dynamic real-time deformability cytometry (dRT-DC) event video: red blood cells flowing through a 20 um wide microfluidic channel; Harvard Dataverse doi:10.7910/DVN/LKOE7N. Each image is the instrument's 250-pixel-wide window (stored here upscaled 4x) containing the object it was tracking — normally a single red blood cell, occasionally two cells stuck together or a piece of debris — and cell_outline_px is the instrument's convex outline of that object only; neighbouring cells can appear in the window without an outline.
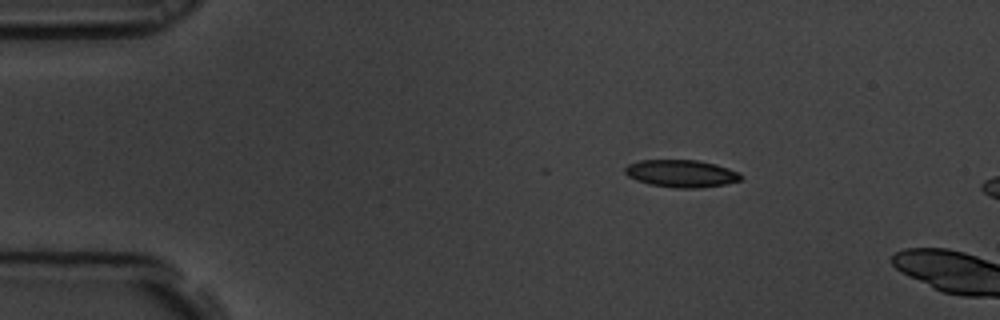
{"species": "common noctule bat (a hibernating species)", "species_latin": "Nyctalus noctula", "temperature_condition": "room temperature", "stored_images_in_passage": 7, "camera_frame_rate_fps": 3000, "um_per_image_px": 0.085, "animal": {"sex": "male", "body_mass_g": 19.5, "forearm_length_mm": 54.6}, "frame": {"image": 1, "passage_image": 1, "time_ms": 0.0, "image_size_px": [1000, 320], "cell_outline_px": [[744, 176], [740, 180], [724, 184], [700, 188], [676, 188], [652, 184], [636, 180], [628, 176], [624, 172], [624, 168], [628, 164], [640, 160], [696, 160], [716, 164], [740, 172]], "centroid_in_image_um": [57.92, 14.74], "position_along_channel_um": 27.1, "area_um2": 18.5}}